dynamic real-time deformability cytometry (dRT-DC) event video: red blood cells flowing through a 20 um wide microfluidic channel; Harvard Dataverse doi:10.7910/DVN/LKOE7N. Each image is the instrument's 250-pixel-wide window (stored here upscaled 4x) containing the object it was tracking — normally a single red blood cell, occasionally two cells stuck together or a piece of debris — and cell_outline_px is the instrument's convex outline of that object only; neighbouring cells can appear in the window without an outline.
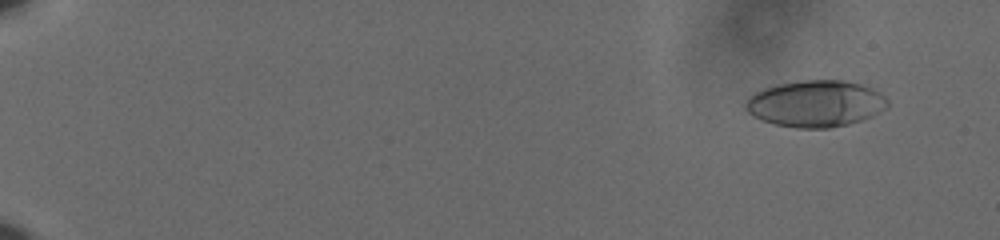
{"species": "human", "species_latin": "Homo sapiens", "temperature_condition": "cold", "stored_images_in_passage": 61, "camera_frame_rate_fps": 3000, "um_per_image_px": 0.085, "donor": {"sex": "male"}, "frame": {"image": 1, "passage_image": 6, "time_ms": 1.667, "image_size_px": [1000, 240], "cell_outline_px": [[888, 108], [872, 116], [848, 124], [832, 128], [796, 128], [776, 124], [752, 116], [744, 108], [744, 104], [748, 96], [752, 92], [776, 84], [804, 80], [844, 80], [864, 84], [880, 92], [888, 100]], "centroid_in_image_um": [69.33, 8.8], "position_along_channel_um": 15.7, "area_um2": 38.96}}
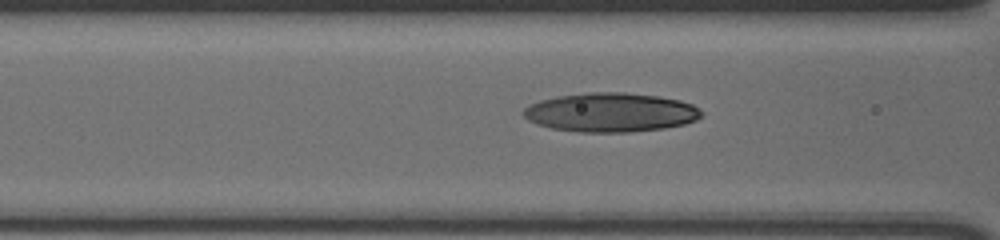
{"frame": {"image": 2, "passage_image": 29, "time_ms": 9.333, "image_size_px": [1000, 240], "cell_outline_px": [[704, 112], [696, 120], [684, 124], [664, 128], [628, 132], [580, 132], [552, 128], [536, 124], [528, 120], [520, 112], [528, 104], [540, 100], [556, 96], [588, 92], [624, 92], [656, 96], [680, 100], [692, 104], [700, 108]], "centroid_in_image_um": [51.88, 9.55], "position_along_channel_um": 114.7, "area_um2": 40.75}}
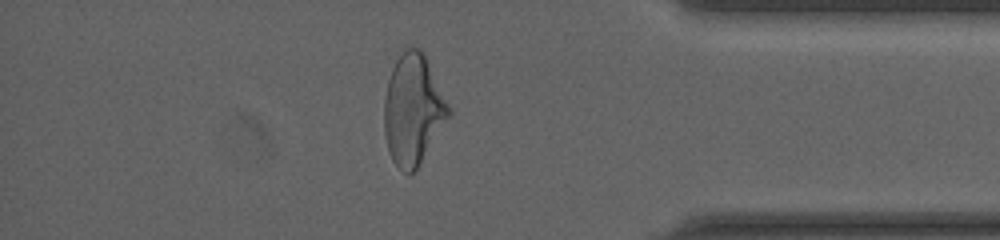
{"frame": {"image": 3, "passage_image": 54, "time_ms": 17.667, "image_size_px": [1000, 240], "cell_outline_px": [[452, 112], [416, 168], [408, 176], [392, 160], [388, 152], [384, 132], [384, 100], [388, 80], [392, 68], [396, 60], [408, 48], [420, 48], [452, 108]], "centroid_in_image_um": [35.1, 9.33], "position_along_channel_um": 400.1, "area_um2": 40.92}, "authors_computed_cell_mechanics": {"area_um2": 38.6104, "velocity_mm_per_s": 3.6326, "shape_relaxation_time_tau1_ms": 5.9021, "shape_relaxation_time_tau2_ms": 1.8126, "deformation_change_tau1": 0.2189, "deformation_change_tau2": 0.082}}